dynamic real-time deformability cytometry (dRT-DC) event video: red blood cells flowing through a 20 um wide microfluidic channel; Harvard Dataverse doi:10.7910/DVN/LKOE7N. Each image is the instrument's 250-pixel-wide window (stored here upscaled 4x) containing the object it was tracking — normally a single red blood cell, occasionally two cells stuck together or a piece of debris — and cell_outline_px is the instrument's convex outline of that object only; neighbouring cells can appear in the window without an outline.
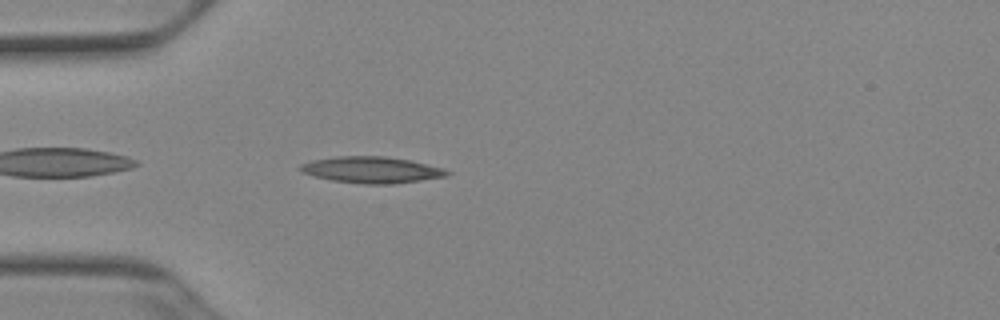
{"species": "Egyptian fruit bat (a non-hibernating species)", "species_latin": "Rousettus aegyptiacus", "temperature_condition": "cold", "stored_images_in_passage": 38, "camera_frame_rate_fps": 3000, "um_per_image_px": 0.085, "animal": {"sex": "female"}, "frame": {"image": 1, "passage_image": 2, "time_ms": 0.333, "image_size_px": [1000, 320], "cell_outline_px": [[452, 172], [448, 176], [392, 184], [364, 184], [332, 180], [316, 176], [304, 172], [300, 168], [300, 164], [312, 160], [336, 156], [384, 156], [408, 160], [444, 168]], "centroid_in_image_um": [31.62, 14.43], "position_along_channel_um": 53.4, "area_um2": 22.31}}
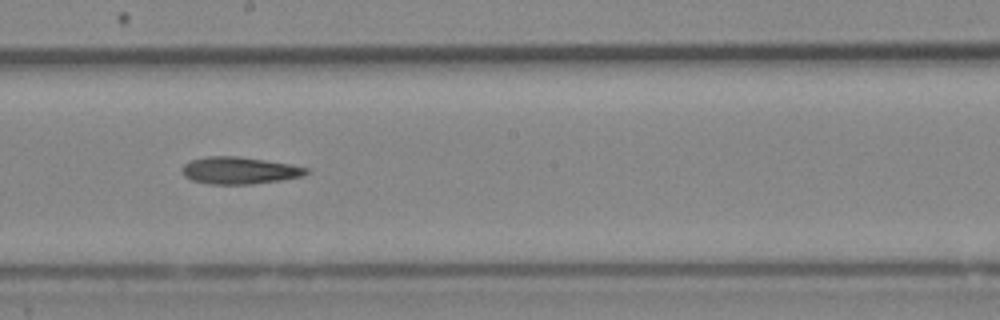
{"frame": {"image": 2, "passage_image": 16, "time_ms": 5.0, "image_size_px": [1000, 320], "cell_outline_px": [[308, 172], [304, 176], [280, 180], [252, 184], [208, 184], [192, 180], [184, 176], [180, 172], [180, 168], [184, 164], [192, 160], [204, 156], [236, 156], [292, 164], [308, 168]], "centroid_in_image_um": [20.31, 14.49], "position_along_channel_um": 227.9, "area_um2": 19.71}}
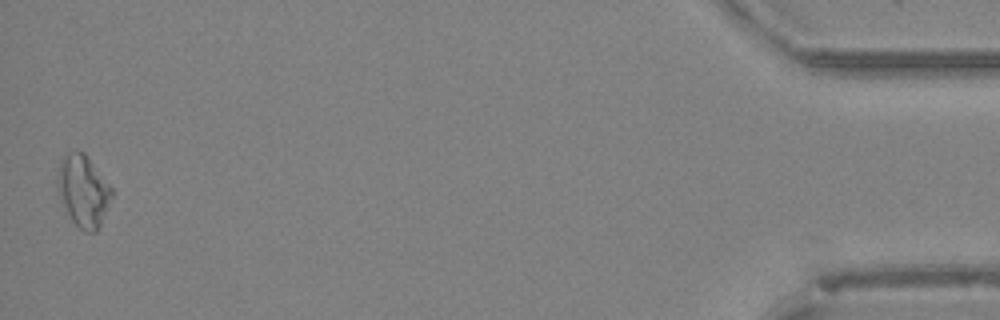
{"frame": {"image": 3, "passage_image": 38, "time_ms": 12.333, "image_size_px": [1000, 320], "cell_outline_px": [[112, 196], [100, 224], [96, 232], [84, 232], [72, 220], [60, 200], [56, 188], [56, 176], [60, 160], [68, 152], [76, 148], [84, 152], [112, 188]], "centroid_in_image_um": [7.03, 16.18], "position_along_channel_um": 428.2, "area_um2": 22.72}}